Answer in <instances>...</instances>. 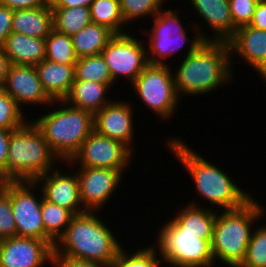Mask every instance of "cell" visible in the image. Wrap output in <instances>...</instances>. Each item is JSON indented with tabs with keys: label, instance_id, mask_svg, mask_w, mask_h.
I'll list each match as a JSON object with an SVG mask.
<instances>
[{
	"label": "cell",
	"instance_id": "obj_33",
	"mask_svg": "<svg viewBox=\"0 0 266 267\" xmlns=\"http://www.w3.org/2000/svg\"><path fill=\"white\" fill-rule=\"evenodd\" d=\"M0 87V129L16 130L24 126L27 120V112Z\"/></svg>",
	"mask_w": 266,
	"mask_h": 267
},
{
	"label": "cell",
	"instance_id": "obj_32",
	"mask_svg": "<svg viewBox=\"0 0 266 267\" xmlns=\"http://www.w3.org/2000/svg\"><path fill=\"white\" fill-rule=\"evenodd\" d=\"M121 13L126 27L131 26V22L147 20V17H154L159 13L169 0H119ZM128 24V25H127Z\"/></svg>",
	"mask_w": 266,
	"mask_h": 267
},
{
	"label": "cell",
	"instance_id": "obj_24",
	"mask_svg": "<svg viewBox=\"0 0 266 267\" xmlns=\"http://www.w3.org/2000/svg\"><path fill=\"white\" fill-rule=\"evenodd\" d=\"M54 29L50 4L36 8L14 10L12 32L45 39Z\"/></svg>",
	"mask_w": 266,
	"mask_h": 267
},
{
	"label": "cell",
	"instance_id": "obj_6",
	"mask_svg": "<svg viewBox=\"0 0 266 267\" xmlns=\"http://www.w3.org/2000/svg\"><path fill=\"white\" fill-rule=\"evenodd\" d=\"M182 9H167L163 8L153 18V26L148 27L142 31L145 36H148L145 42L148 64L170 65L166 62L167 59L172 58L173 55H178L179 50L184 46H189L184 52L183 57L194 52L204 41H211V34L208 30L204 32L203 22H192L193 36H188V29L184 27L182 18L179 17V12ZM200 23V24H199ZM202 24V26H201ZM166 59V61H165Z\"/></svg>",
	"mask_w": 266,
	"mask_h": 267
},
{
	"label": "cell",
	"instance_id": "obj_22",
	"mask_svg": "<svg viewBox=\"0 0 266 267\" xmlns=\"http://www.w3.org/2000/svg\"><path fill=\"white\" fill-rule=\"evenodd\" d=\"M46 40L21 33L12 32L2 45L10 63L15 65L36 66L46 56Z\"/></svg>",
	"mask_w": 266,
	"mask_h": 267
},
{
	"label": "cell",
	"instance_id": "obj_44",
	"mask_svg": "<svg viewBox=\"0 0 266 267\" xmlns=\"http://www.w3.org/2000/svg\"><path fill=\"white\" fill-rule=\"evenodd\" d=\"M11 181L5 175L3 169L0 167V191L3 190Z\"/></svg>",
	"mask_w": 266,
	"mask_h": 267
},
{
	"label": "cell",
	"instance_id": "obj_15",
	"mask_svg": "<svg viewBox=\"0 0 266 267\" xmlns=\"http://www.w3.org/2000/svg\"><path fill=\"white\" fill-rule=\"evenodd\" d=\"M134 104L126 100L114 99L94 115V130L103 136L127 145L136 155L133 147L135 139Z\"/></svg>",
	"mask_w": 266,
	"mask_h": 267
},
{
	"label": "cell",
	"instance_id": "obj_40",
	"mask_svg": "<svg viewBox=\"0 0 266 267\" xmlns=\"http://www.w3.org/2000/svg\"><path fill=\"white\" fill-rule=\"evenodd\" d=\"M249 26L266 31V0H259Z\"/></svg>",
	"mask_w": 266,
	"mask_h": 267
},
{
	"label": "cell",
	"instance_id": "obj_8",
	"mask_svg": "<svg viewBox=\"0 0 266 267\" xmlns=\"http://www.w3.org/2000/svg\"><path fill=\"white\" fill-rule=\"evenodd\" d=\"M168 219L160 226L155 237V245L159 248L163 265L166 264L164 267L216 266L212 240L202 239V235L183 233L171 218Z\"/></svg>",
	"mask_w": 266,
	"mask_h": 267
},
{
	"label": "cell",
	"instance_id": "obj_16",
	"mask_svg": "<svg viewBox=\"0 0 266 267\" xmlns=\"http://www.w3.org/2000/svg\"><path fill=\"white\" fill-rule=\"evenodd\" d=\"M66 169H60V167L51 170L44 175L39 176L35 182L42 190L43 197L55 203L61 207L67 208L72 211L75 215L86 212L80 199L79 182L77 173L74 169L70 170V165L63 162ZM62 170V171H61Z\"/></svg>",
	"mask_w": 266,
	"mask_h": 267
},
{
	"label": "cell",
	"instance_id": "obj_21",
	"mask_svg": "<svg viewBox=\"0 0 266 267\" xmlns=\"http://www.w3.org/2000/svg\"><path fill=\"white\" fill-rule=\"evenodd\" d=\"M75 65L59 64L43 59L35 66L43 90L52 100H64L75 79Z\"/></svg>",
	"mask_w": 266,
	"mask_h": 267
},
{
	"label": "cell",
	"instance_id": "obj_10",
	"mask_svg": "<svg viewBox=\"0 0 266 267\" xmlns=\"http://www.w3.org/2000/svg\"><path fill=\"white\" fill-rule=\"evenodd\" d=\"M135 36V37H134ZM134 32L115 34L101 52L114 84L120 78L128 80L131 85L142 70L148 65L147 45Z\"/></svg>",
	"mask_w": 266,
	"mask_h": 267
},
{
	"label": "cell",
	"instance_id": "obj_9",
	"mask_svg": "<svg viewBox=\"0 0 266 267\" xmlns=\"http://www.w3.org/2000/svg\"><path fill=\"white\" fill-rule=\"evenodd\" d=\"M172 71L169 65L148 64L130 85L135 96L161 118V122L176 115L181 100L175 90Z\"/></svg>",
	"mask_w": 266,
	"mask_h": 267
},
{
	"label": "cell",
	"instance_id": "obj_39",
	"mask_svg": "<svg viewBox=\"0 0 266 267\" xmlns=\"http://www.w3.org/2000/svg\"><path fill=\"white\" fill-rule=\"evenodd\" d=\"M0 4L12 10H20L47 6L49 5V0H0Z\"/></svg>",
	"mask_w": 266,
	"mask_h": 267
},
{
	"label": "cell",
	"instance_id": "obj_18",
	"mask_svg": "<svg viewBox=\"0 0 266 267\" xmlns=\"http://www.w3.org/2000/svg\"><path fill=\"white\" fill-rule=\"evenodd\" d=\"M231 55V67L234 57H240L245 65L256 71L266 61V31L249 25L236 29L228 40ZM235 55V56H234Z\"/></svg>",
	"mask_w": 266,
	"mask_h": 267
},
{
	"label": "cell",
	"instance_id": "obj_7",
	"mask_svg": "<svg viewBox=\"0 0 266 267\" xmlns=\"http://www.w3.org/2000/svg\"><path fill=\"white\" fill-rule=\"evenodd\" d=\"M59 164L62 162L31 120L11 131L6 164L10 181H35Z\"/></svg>",
	"mask_w": 266,
	"mask_h": 267
},
{
	"label": "cell",
	"instance_id": "obj_23",
	"mask_svg": "<svg viewBox=\"0 0 266 267\" xmlns=\"http://www.w3.org/2000/svg\"><path fill=\"white\" fill-rule=\"evenodd\" d=\"M111 89L109 85L103 83L74 80L64 101L72 107L89 111L95 115L105 105L114 100L109 95Z\"/></svg>",
	"mask_w": 266,
	"mask_h": 267
},
{
	"label": "cell",
	"instance_id": "obj_38",
	"mask_svg": "<svg viewBox=\"0 0 266 267\" xmlns=\"http://www.w3.org/2000/svg\"><path fill=\"white\" fill-rule=\"evenodd\" d=\"M14 10L0 4V46H2L7 37L12 33V19Z\"/></svg>",
	"mask_w": 266,
	"mask_h": 267
},
{
	"label": "cell",
	"instance_id": "obj_2",
	"mask_svg": "<svg viewBox=\"0 0 266 267\" xmlns=\"http://www.w3.org/2000/svg\"><path fill=\"white\" fill-rule=\"evenodd\" d=\"M176 68L172 71L175 90L182 100L184 95L206 96L235 79L228 41H204L182 57Z\"/></svg>",
	"mask_w": 266,
	"mask_h": 267
},
{
	"label": "cell",
	"instance_id": "obj_25",
	"mask_svg": "<svg viewBox=\"0 0 266 267\" xmlns=\"http://www.w3.org/2000/svg\"><path fill=\"white\" fill-rule=\"evenodd\" d=\"M115 34L107 27L89 23L71 36L73 48L78 58L101 54Z\"/></svg>",
	"mask_w": 266,
	"mask_h": 267
},
{
	"label": "cell",
	"instance_id": "obj_26",
	"mask_svg": "<svg viewBox=\"0 0 266 267\" xmlns=\"http://www.w3.org/2000/svg\"><path fill=\"white\" fill-rule=\"evenodd\" d=\"M75 214L67 208L46 200L41 204V217L44 225V241H50L53 245L65 233L67 226Z\"/></svg>",
	"mask_w": 266,
	"mask_h": 267
},
{
	"label": "cell",
	"instance_id": "obj_45",
	"mask_svg": "<svg viewBox=\"0 0 266 267\" xmlns=\"http://www.w3.org/2000/svg\"><path fill=\"white\" fill-rule=\"evenodd\" d=\"M260 78L266 83V61L255 71Z\"/></svg>",
	"mask_w": 266,
	"mask_h": 267
},
{
	"label": "cell",
	"instance_id": "obj_1",
	"mask_svg": "<svg viewBox=\"0 0 266 267\" xmlns=\"http://www.w3.org/2000/svg\"><path fill=\"white\" fill-rule=\"evenodd\" d=\"M168 151L186 169L195 187V195L209 203L207 207L220 210H233L242 207L253 194L241 189L238 182L224 168L214 165L196 152L179 137H168L164 141Z\"/></svg>",
	"mask_w": 266,
	"mask_h": 267
},
{
	"label": "cell",
	"instance_id": "obj_28",
	"mask_svg": "<svg viewBox=\"0 0 266 267\" xmlns=\"http://www.w3.org/2000/svg\"><path fill=\"white\" fill-rule=\"evenodd\" d=\"M74 80L98 82L115 89L114 80L102 54L78 58L74 66Z\"/></svg>",
	"mask_w": 266,
	"mask_h": 267
},
{
	"label": "cell",
	"instance_id": "obj_3",
	"mask_svg": "<svg viewBox=\"0 0 266 267\" xmlns=\"http://www.w3.org/2000/svg\"><path fill=\"white\" fill-rule=\"evenodd\" d=\"M100 217L99 212L91 211L75 215L55 243L53 254L109 266L123 244Z\"/></svg>",
	"mask_w": 266,
	"mask_h": 267
},
{
	"label": "cell",
	"instance_id": "obj_31",
	"mask_svg": "<svg viewBox=\"0 0 266 267\" xmlns=\"http://www.w3.org/2000/svg\"><path fill=\"white\" fill-rule=\"evenodd\" d=\"M45 40V59L65 65L76 64L78 57L74 51L71 36L62 34L53 29Z\"/></svg>",
	"mask_w": 266,
	"mask_h": 267
},
{
	"label": "cell",
	"instance_id": "obj_13",
	"mask_svg": "<svg viewBox=\"0 0 266 267\" xmlns=\"http://www.w3.org/2000/svg\"><path fill=\"white\" fill-rule=\"evenodd\" d=\"M77 173L80 199L85 211L101 212L108 201L117 194L123 181V174L111 168H90L70 165ZM77 168V170H76ZM122 182V183H121ZM101 210V211H100Z\"/></svg>",
	"mask_w": 266,
	"mask_h": 267
},
{
	"label": "cell",
	"instance_id": "obj_43",
	"mask_svg": "<svg viewBox=\"0 0 266 267\" xmlns=\"http://www.w3.org/2000/svg\"><path fill=\"white\" fill-rule=\"evenodd\" d=\"M10 66L9 57L4 53L2 46H0V87L5 81Z\"/></svg>",
	"mask_w": 266,
	"mask_h": 267
},
{
	"label": "cell",
	"instance_id": "obj_27",
	"mask_svg": "<svg viewBox=\"0 0 266 267\" xmlns=\"http://www.w3.org/2000/svg\"><path fill=\"white\" fill-rule=\"evenodd\" d=\"M90 14L93 23L107 27L114 34L129 32L125 28L119 0H94L90 5Z\"/></svg>",
	"mask_w": 266,
	"mask_h": 267
},
{
	"label": "cell",
	"instance_id": "obj_17",
	"mask_svg": "<svg viewBox=\"0 0 266 267\" xmlns=\"http://www.w3.org/2000/svg\"><path fill=\"white\" fill-rule=\"evenodd\" d=\"M1 88L23 109L36 105L43 109L53 100L43 90L35 66L11 64ZM26 105V106H25ZM29 105V106H28Z\"/></svg>",
	"mask_w": 266,
	"mask_h": 267
},
{
	"label": "cell",
	"instance_id": "obj_37",
	"mask_svg": "<svg viewBox=\"0 0 266 267\" xmlns=\"http://www.w3.org/2000/svg\"><path fill=\"white\" fill-rule=\"evenodd\" d=\"M109 267L96 262L66 257L64 255L52 254L51 267Z\"/></svg>",
	"mask_w": 266,
	"mask_h": 267
},
{
	"label": "cell",
	"instance_id": "obj_19",
	"mask_svg": "<svg viewBox=\"0 0 266 267\" xmlns=\"http://www.w3.org/2000/svg\"><path fill=\"white\" fill-rule=\"evenodd\" d=\"M206 27H210L211 41H228L234 35L229 0H186Z\"/></svg>",
	"mask_w": 266,
	"mask_h": 267
},
{
	"label": "cell",
	"instance_id": "obj_30",
	"mask_svg": "<svg viewBox=\"0 0 266 267\" xmlns=\"http://www.w3.org/2000/svg\"><path fill=\"white\" fill-rule=\"evenodd\" d=\"M122 247L109 267H163L159 248L153 244L130 252ZM129 252V253H128Z\"/></svg>",
	"mask_w": 266,
	"mask_h": 267
},
{
	"label": "cell",
	"instance_id": "obj_20",
	"mask_svg": "<svg viewBox=\"0 0 266 267\" xmlns=\"http://www.w3.org/2000/svg\"><path fill=\"white\" fill-rule=\"evenodd\" d=\"M197 200V202H196ZM201 205L198 199L190 200L184 207H180L170 217L182 230L183 233L202 235V239H213V226L218 210Z\"/></svg>",
	"mask_w": 266,
	"mask_h": 267
},
{
	"label": "cell",
	"instance_id": "obj_41",
	"mask_svg": "<svg viewBox=\"0 0 266 267\" xmlns=\"http://www.w3.org/2000/svg\"><path fill=\"white\" fill-rule=\"evenodd\" d=\"M11 131L13 130L0 129V167L3 169L5 175Z\"/></svg>",
	"mask_w": 266,
	"mask_h": 267
},
{
	"label": "cell",
	"instance_id": "obj_12",
	"mask_svg": "<svg viewBox=\"0 0 266 267\" xmlns=\"http://www.w3.org/2000/svg\"><path fill=\"white\" fill-rule=\"evenodd\" d=\"M38 189L39 186L35 181H11L3 189L11 198L18 237L44 240V225L41 217L43 193Z\"/></svg>",
	"mask_w": 266,
	"mask_h": 267
},
{
	"label": "cell",
	"instance_id": "obj_11",
	"mask_svg": "<svg viewBox=\"0 0 266 267\" xmlns=\"http://www.w3.org/2000/svg\"><path fill=\"white\" fill-rule=\"evenodd\" d=\"M135 155L124 143L93 130L84 140L79 151L66 164L78 165V167L111 168L125 175Z\"/></svg>",
	"mask_w": 266,
	"mask_h": 267
},
{
	"label": "cell",
	"instance_id": "obj_14",
	"mask_svg": "<svg viewBox=\"0 0 266 267\" xmlns=\"http://www.w3.org/2000/svg\"><path fill=\"white\" fill-rule=\"evenodd\" d=\"M54 245L50 241L26 237L0 240V267L51 266Z\"/></svg>",
	"mask_w": 266,
	"mask_h": 267
},
{
	"label": "cell",
	"instance_id": "obj_5",
	"mask_svg": "<svg viewBox=\"0 0 266 267\" xmlns=\"http://www.w3.org/2000/svg\"><path fill=\"white\" fill-rule=\"evenodd\" d=\"M48 107H51V110H44L45 114L40 113L31 121L41 131L59 160L62 163L67 162L79 151L84 140L94 130V115L89 111L72 107L64 100H53Z\"/></svg>",
	"mask_w": 266,
	"mask_h": 267
},
{
	"label": "cell",
	"instance_id": "obj_4",
	"mask_svg": "<svg viewBox=\"0 0 266 267\" xmlns=\"http://www.w3.org/2000/svg\"><path fill=\"white\" fill-rule=\"evenodd\" d=\"M260 204L252 197L240 208L218 211L211 242L215 265L219 261L238 267L243 262L254 224L266 218L265 205Z\"/></svg>",
	"mask_w": 266,
	"mask_h": 267
},
{
	"label": "cell",
	"instance_id": "obj_29",
	"mask_svg": "<svg viewBox=\"0 0 266 267\" xmlns=\"http://www.w3.org/2000/svg\"><path fill=\"white\" fill-rule=\"evenodd\" d=\"M53 11V25L57 32L73 36L91 23L90 8H51Z\"/></svg>",
	"mask_w": 266,
	"mask_h": 267
},
{
	"label": "cell",
	"instance_id": "obj_35",
	"mask_svg": "<svg viewBox=\"0 0 266 267\" xmlns=\"http://www.w3.org/2000/svg\"><path fill=\"white\" fill-rule=\"evenodd\" d=\"M16 236V223L14 220L11 198L4 191H0V240Z\"/></svg>",
	"mask_w": 266,
	"mask_h": 267
},
{
	"label": "cell",
	"instance_id": "obj_42",
	"mask_svg": "<svg viewBox=\"0 0 266 267\" xmlns=\"http://www.w3.org/2000/svg\"><path fill=\"white\" fill-rule=\"evenodd\" d=\"M94 0H50L49 4L51 8H76V7H88Z\"/></svg>",
	"mask_w": 266,
	"mask_h": 267
},
{
	"label": "cell",
	"instance_id": "obj_36",
	"mask_svg": "<svg viewBox=\"0 0 266 267\" xmlns=\"http://www.w3.org/2000/svg\"><path fill=\"white\" fill-rule=\"evenodd\" d=\"M259 0H229L234 33L236 29L251 23Z\"/></svg>",
	"mask_w": 266,
	"mask_h": 267
},
{
	"label": "cell",
	"instance_id": "obj_34",
	"mask_svg": "<svg viewBox=\"0 0 266 267\" xmlns=\"http://www.w3.org/2000/svg\"><path fill=\"white\" fill-rule=\"evenodd\" d=\"M238 267H266V223L255 224L245 258Z\"/></svg>",
	"mask_w": 266,
	"mask_h": 267
}]
</instances>
